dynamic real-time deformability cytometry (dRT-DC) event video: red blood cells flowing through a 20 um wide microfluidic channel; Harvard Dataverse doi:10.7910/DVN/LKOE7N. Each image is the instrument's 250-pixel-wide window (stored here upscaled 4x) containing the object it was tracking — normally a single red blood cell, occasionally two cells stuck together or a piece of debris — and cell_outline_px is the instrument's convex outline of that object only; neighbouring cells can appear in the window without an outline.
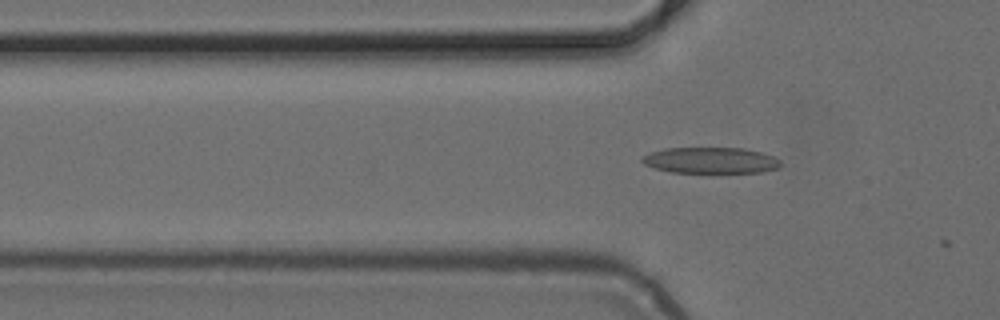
{"species": "common noctule bat (a hibernating species)", "species_latin": "Nyctalus noctula", "temperature_condition": "cold", "stored_images_in_passage": 2, "camera_frame_rate_fps": 3000, "um_per_image_px": 0.085, "animal": {"sex": "female", "body_mass_g": 24.6, "forearm_length_mm": 56.2}, "frame": {"image": 1, "passage_image": 2, "time_ms": 0.333, "image_size_px": [1000, 320], "cell_outline_px": [[780, 168], [760, 172], [672, 172], [656, 168], [644, 164], [640, 160], [640, 156], [664, 148], [744, 148], [760, 152], [772, 156], [780, 160]], "centroid_in_image_um": [60.39, 13.62], "position_along_channel_um": 65.4, "area_um2": 20.92}}